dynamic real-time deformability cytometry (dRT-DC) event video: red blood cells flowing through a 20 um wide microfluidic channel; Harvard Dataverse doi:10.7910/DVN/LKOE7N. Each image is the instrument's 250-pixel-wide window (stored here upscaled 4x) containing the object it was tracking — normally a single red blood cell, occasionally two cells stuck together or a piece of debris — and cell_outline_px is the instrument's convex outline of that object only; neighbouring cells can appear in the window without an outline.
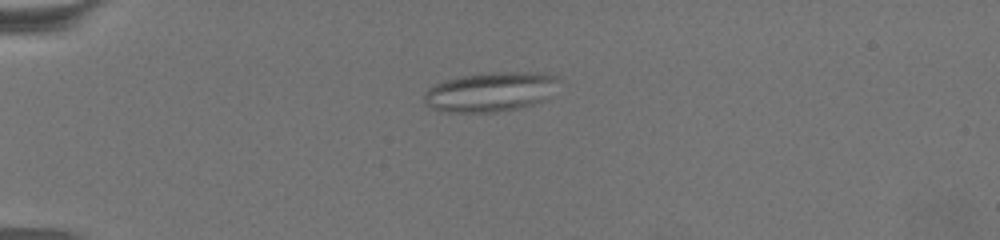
{"species": "common noctule bat (a hibernating species)", "species_latin": "Nyctalus noctula", "temperature_condition": "warm", "stored_images_in_passage": 69, "camera_frame_rate_fps": 3000, "um_per_image_px": 0.085, "animal": {"sex": "female", "body_mass_g": 19.5, "forearm_length_mm": 54.1}, "frame": {"image": 1, "passage_image": 20, "time_ms": 6.333, "image_size_px": [1000, 240], "cell_outline_px": [[560, 80], [548, 96], [544, 100], [520, 108], [496, 112], [440, 112], [424, 104], [424, 92], [428, 88], [436, 84], [448, 80], [464, 76], [492, 72], [544, 72], [560, 76]], "centroid_in_image_um": [41.7, 7.81], "position_along_channel_um": 43.3, "area_um2": 31.1}}
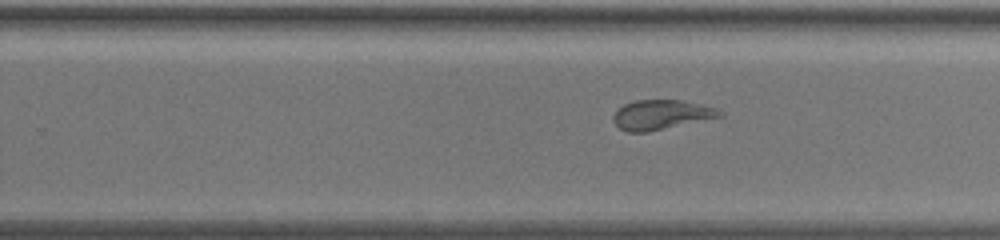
{"frame": {"image": 2, "passage_image": 46, "time_ms": 15.0, "image_size_px": [1000, 240], "cell_outline_px": [[724, 116], [648, 132], [628, 132], [620, 128], [612, 120], [612, 116], [616, 108], [624, 104], [636, 100], [680, 100], [716, 108], [724, 112]], "centroid_in_image_um": [56.18, 9.75], "position_along_channel_um": 273.6, "area_um2": 18.44}}
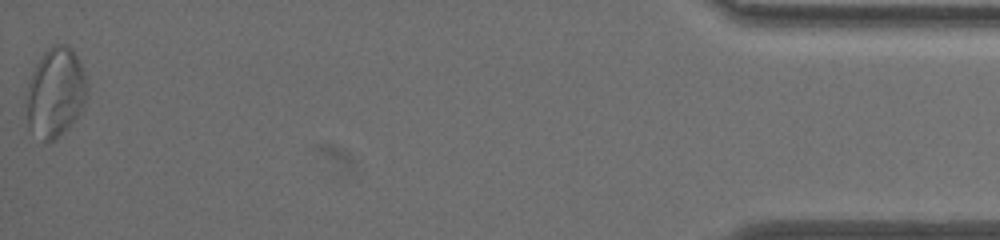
{"frame": {"image": 3, "passage_image": 69, "time_ms": 22.667, "image_size_px": [1000, 240], "cell_outline_px": [[88, 96], [80, 112], [68, 128], [52, 140], [44, 140], [28, 128], [28, 84], [32, 72], [36, 64], [44, 52], [52, 44], [68, 44], [72, 48], [84, 72]], "centroid_in_image_um": [4.74, 7.82], "position_along_channel_um": 430.5, "area_um2": 31.1}, "authors_computed_cell_mechanics": {"area_um2": 26.588, "velocity_mm_per_s": 3.148, "shape_relaxation_time_tau1_ms": null, "shape_relaxation_time_tau2_ms": 1.8261, "deformation_change_tau1": null, "deformation_change_tau2": 0.0915}}